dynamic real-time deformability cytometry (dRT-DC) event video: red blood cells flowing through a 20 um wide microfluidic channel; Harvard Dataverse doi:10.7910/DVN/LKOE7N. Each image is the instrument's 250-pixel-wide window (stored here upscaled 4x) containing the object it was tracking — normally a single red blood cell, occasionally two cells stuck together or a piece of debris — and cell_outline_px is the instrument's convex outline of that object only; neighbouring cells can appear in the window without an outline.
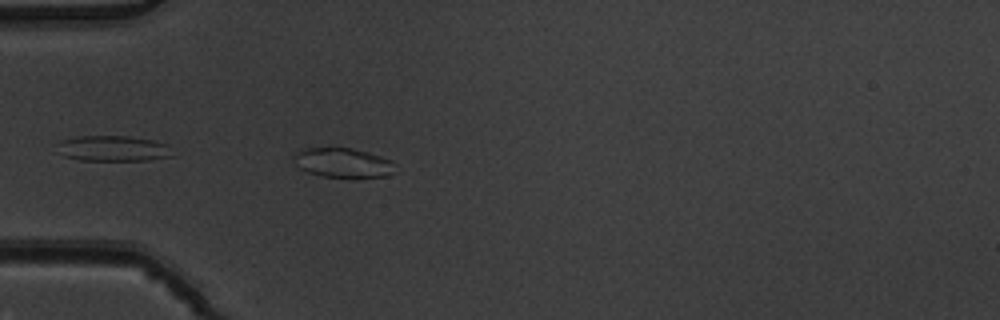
{"species": "common noctule bat (a hibernating species)", "species_latin": "Nyctalus noctula", "temperature_condition": "warm", "stored_images_in_passage": 3, "camera_frame_rate_fps": 3000, "um_per_image_px": 0.085, "animal": {"sex": "male", "body_mass_g": 19.5, "forearm_length_mm": 54.6}, "frame": {"image": 1, "passage_image": 3, "time_ms": 0.667, "image_size_px": [1000, 320], "cell_outline_px": [[396, 172], [388, 176], [324, 176], [308, 172], [300, 168], [292, 160], [292, 156], [300, 148], [352, 148], [368, 152], [392, 160]], "centroid_in_image_um": [29.13, 13.81], "position_along_channel_um": 55.9, "area_um2": 17.28}}